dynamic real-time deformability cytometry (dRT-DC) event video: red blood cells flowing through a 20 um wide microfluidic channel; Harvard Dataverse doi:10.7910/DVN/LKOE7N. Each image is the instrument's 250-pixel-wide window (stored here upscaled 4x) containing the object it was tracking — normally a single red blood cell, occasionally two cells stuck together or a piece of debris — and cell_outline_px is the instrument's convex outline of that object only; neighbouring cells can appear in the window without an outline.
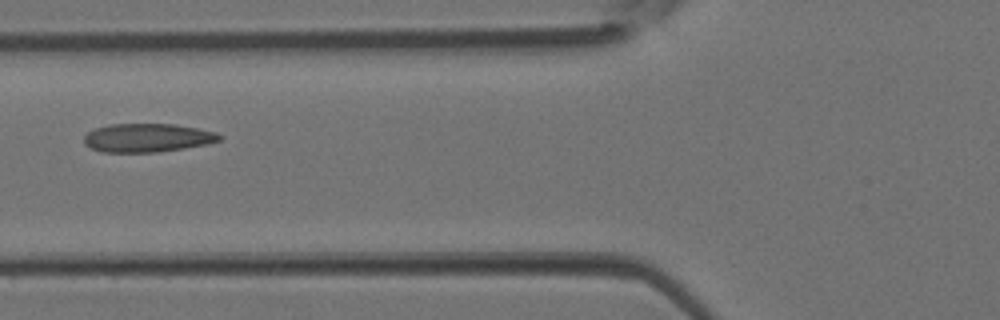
{"species": "Egyptian fruit bat (a non-hibernating species)", "species_latin": "Rousettus aegyptiacus", "temperature_condition": "room temperature", "stored_images_in_passage": 4, "camera_frame_rate_fps": 3000, "um_per_image_px": 0.085, "animal": {"sex": "female"}, "frame": {"image": 1, "passage_image": 4, "time_ms": 1.0, "image_size_px": [1000, 320], "cell_outline_px": [[224, 136], [220, 140], [208, 144], [184, 148], [156, 152], [104, 152], [92, 148], [84, 144], [84, 136], [88, 132], [96, 128], [108, 124], [176, 124], [216, 132]], "centroid_in_image_um": [12.55, 11.71], "position_along_channel_um": 113.3, "area_um2": 22.54}}